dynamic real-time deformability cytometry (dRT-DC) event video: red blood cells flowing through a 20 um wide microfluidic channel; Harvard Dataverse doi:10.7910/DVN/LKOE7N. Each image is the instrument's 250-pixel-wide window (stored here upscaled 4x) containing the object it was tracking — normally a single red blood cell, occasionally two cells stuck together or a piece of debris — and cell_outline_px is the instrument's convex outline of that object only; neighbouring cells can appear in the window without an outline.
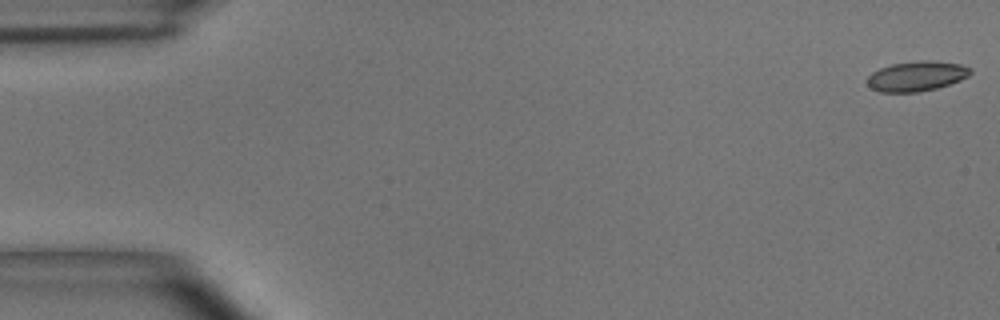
{"species": "common noctule bat (a hibernating species)", "species_latin": "Nyctalus noctula", "temperature_condition": "room temperature", "stored_images_in_passage": 54, "camera_frame_rate_fps": 3000, "um_per_image_px": 0.085, "animal": {"sex": "male", "body_mass_g": 15.6}, "frame": {"image": 1, "passage_image": 1, "time_ms": 0.0, "image_size_px": [1000, 320], "cell_outline_px": [[972, 72], [968, 76], [960, 80], [936, 88], [916, 92], [880, 92], [872, 88], [864, 80], [872, 72], [880, 68], [892, 64], [920, 60], [928, 60], [960, 64], [972, 68]], "centroid_in_image_um": [77.89, 6.47], "position_along_channel_um": 7.1, "area_um2": 17.98}}
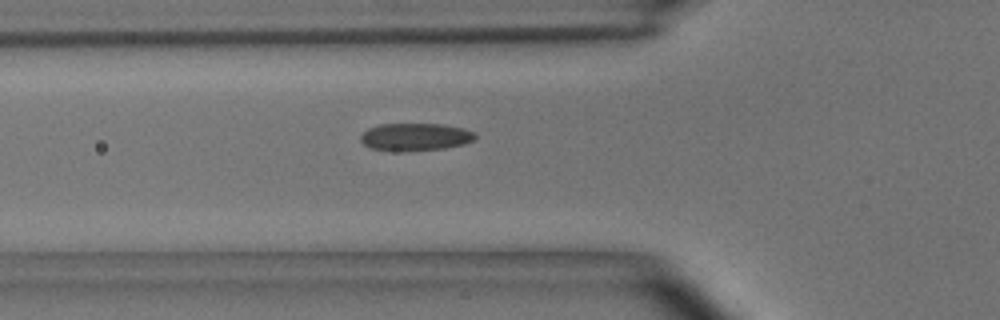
{"frame": {"image": 2, "passage_image": 19, "time_ms": 6.0, "image_size_px": [1000, 320], "cell_outline_px": [[476, 136], [472, 140], [464, 144], [444, 148], [372, 148], [364, 144], [360, 140], [360, 132], [368, 128], [380, 124], [444, 124], [464, 128], [476, 132]], "centroid_in_image_um": [35.33, 11.57], "position_along_channel_um": 90.5, "area_um2": 17.57}}
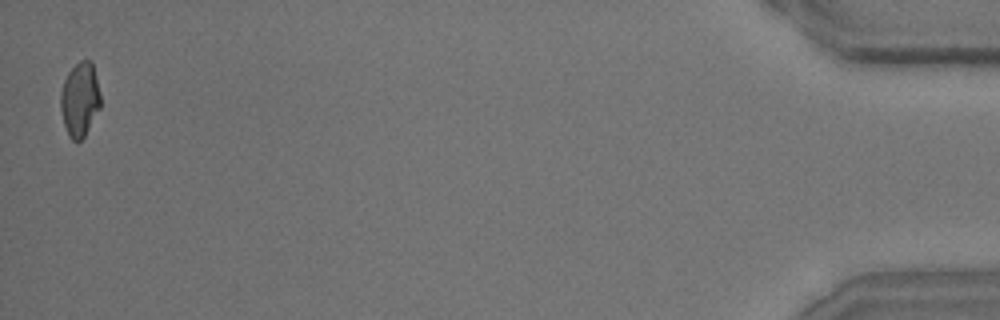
{"frame": {"image": 3, "passage_image": 54, "time_ms": 17.667, "image_size_px": [1000, 320], "cell_outline_px": [[100, 108], [84, 136], [80, 140], [72, 140], [68, 136], [64, 124], [60, 108], [60, 92], [64, 80], [68, 72], [80, 60], [92, 60], [100, 92]], "centroid_in_image_um": [6.78, 8.43], "position_along_channel_um": 428.4, "area_um2": 17.28}, "authors_computed_cell_mechanics": {"area_um2": 18.1781, "velocity_mm_per_s": 3.668, "shape_relaxation_time_tau1_ms": 4.3928, "shape_relaxation_time_tau2_ms": 1.6161, "deformation_change_tau1": 0.1325, "deformation_change_tau2": 0.0687}}